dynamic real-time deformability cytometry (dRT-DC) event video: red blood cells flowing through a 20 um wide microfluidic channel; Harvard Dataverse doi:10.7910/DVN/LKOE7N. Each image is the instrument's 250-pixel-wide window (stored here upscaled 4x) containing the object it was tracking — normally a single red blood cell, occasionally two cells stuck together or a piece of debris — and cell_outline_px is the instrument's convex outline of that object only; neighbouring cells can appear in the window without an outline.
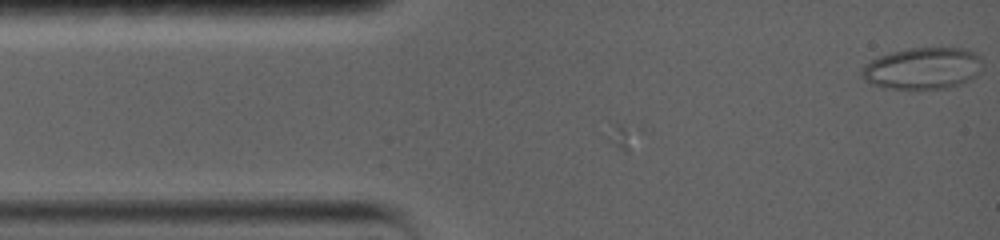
{"species": "common noctule bat (a hibernating species)", "species_latin": "Nyctalus noctula", "temperature_condition": "warm", "stored_images_in_passage": 5, "camera_frame_rate_fps": 5000, "um_per_image_px": 0.085, "animal": {"sex": "female", "body_mass_g": 19.0, "forearm_length_mm": 56.7}, "frame": {"image": 1, "passage_image": 1, "time_ms": 0.0, "image_size_px": [1000, 240], "cell_outline_px": [[980, 60], [972, 80], [948, 88], [912, 92], [880, 88], [864, 80], [860, 76], [860, 68], [864, 64], [880, 56], [892, 52], [908, 48], [968, 48], [976, 52], [980, 56]], "centroid_in_image_um": [78.34, 5.86], "position_along_channel_um": 6.7, "area_um2": 30.23}}